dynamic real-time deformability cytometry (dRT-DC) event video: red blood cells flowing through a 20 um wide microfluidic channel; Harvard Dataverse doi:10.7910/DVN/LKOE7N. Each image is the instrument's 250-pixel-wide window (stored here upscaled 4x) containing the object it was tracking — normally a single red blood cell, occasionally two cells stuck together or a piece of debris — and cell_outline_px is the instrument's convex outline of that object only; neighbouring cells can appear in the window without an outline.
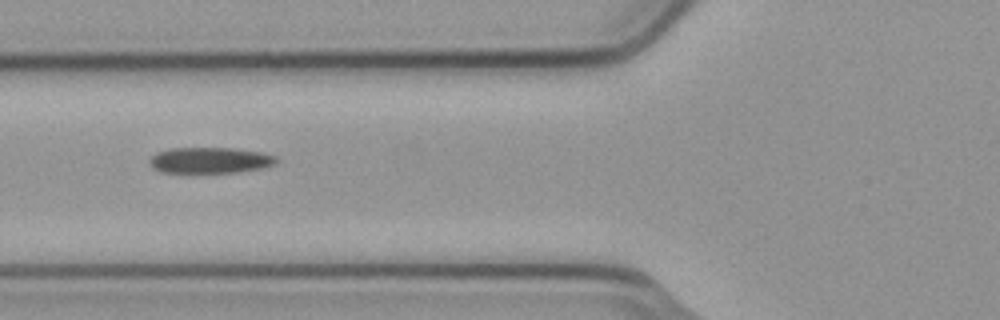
{"species": "common noctule bat (a hibernating species)", "species_latin": "Nyctalus noctula", "temperature_condition": "cold", "stored_images_in_passage": 9, "camera_frame_rate_fps": 3000, "um_per_image_px": 0.085, "animal": {"sex": "male", "body_mass_g": 23.1, "forearm_length_mm": 52.7}, "frame": {"image": 1, "passage_image": 4, "time_ms": 1.0, "image_size_px": [1000, 320], "cell_outline_px": [[280, 160], [276, 164], [260, 168], [236, 172], [160, 172], [152, 164], [152, 156], [160, 152], [172, 148], [232, 148], [260, 152], [276, 156]], "centroid_in_image_um": [17.94, 13.62], "position_along_channel_um": 107.9, "area_um2": 18.73}}
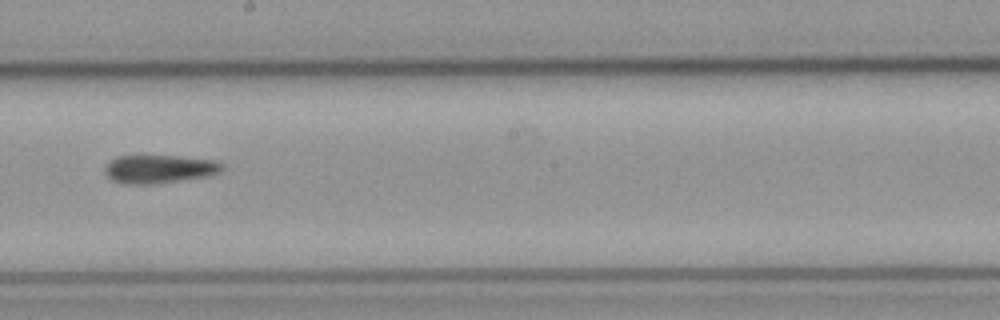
{"frame": {"image": 2, "passage_image": 7, "time_ms": 2.0, "image_size_px": [1000, 320], "cell_outline_px": [[224, 168], [220, 172], [208, 176], [156, 184], [124, 184], [112, 180], [104, 172], [104, 168], [116, 156], [176, 156], [212, 160], [224, 164]], "centroid_in_image_um": [13.54, 14.38], "position_along_channel_um": 234.7, "area_um2": 19.31}}
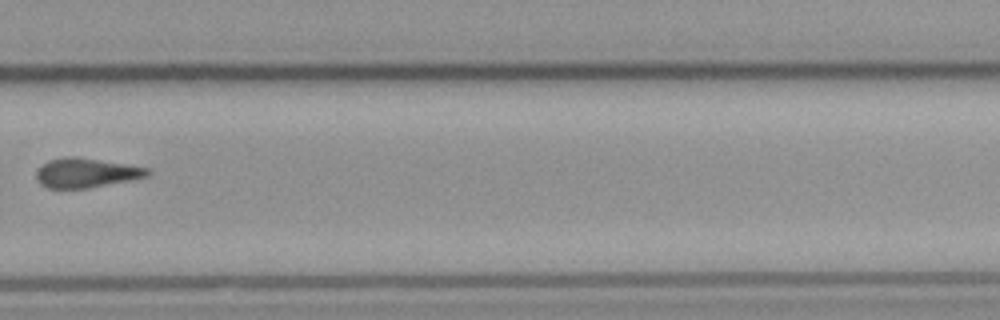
{"frame": {"image": 3, "passage_image": 9, "time_ms": 2.667, "image_size_px": [1000, 320], "cell_outline_px": [[152, 172], [148, 176], [132, 180], [88, 188], [48, 188], [40, 184], [36, 176], [36, 172], [48, 160], [64, 156], [76, 156], [148, 168]], "centroid_in_image_um": [7.33, 14.69], "position_along_channel_um": 322.5, "area_um2": 19.02}}